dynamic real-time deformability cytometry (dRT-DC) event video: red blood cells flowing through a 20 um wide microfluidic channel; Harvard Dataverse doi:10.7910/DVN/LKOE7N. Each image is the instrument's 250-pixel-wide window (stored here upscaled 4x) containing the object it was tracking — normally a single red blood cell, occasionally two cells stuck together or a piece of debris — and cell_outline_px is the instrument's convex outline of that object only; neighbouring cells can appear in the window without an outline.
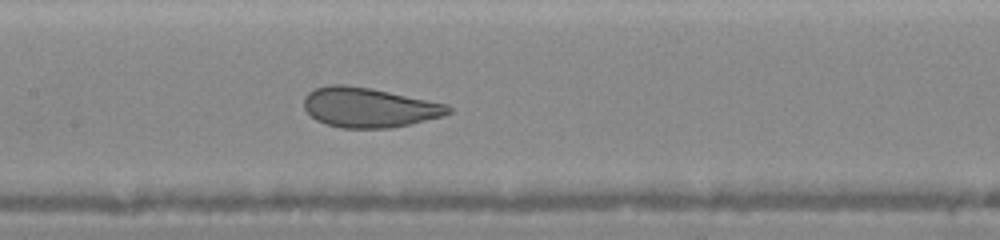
{"species": "human", "species_latin": "Homo sapiens", "temperature_condition": "warm", "stored_images_in_passage": 14, "camera_frame_rate_fps": 3000, "um_per_image_px": 0.085, "donor": {"sex": "female"}, "frame": {"image": 1, "passage_image": 12, "time_ms": 6.667, "image_size_px": [1000, 240], "cell_outline_px": [[452, 112], [444, 116], [412, 124], [388, 128], [340, 128], [324, 124], [316, 120], [304, 108], [304, 96], [308, 92], [316, 88], [332, 84], [344, 84], [372, 88], [448, 104], [452, 108]], "centroid_in_image_um": [31.38, 9.14], "position_along_channel_um": 176.0, "area_um2": 33.76}}
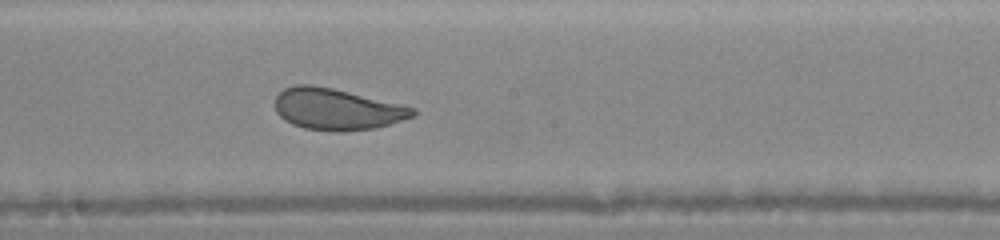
{"frame": {"image": 2, "passage_image": 14, "time_ms": 7.667, "image_size_px": [1000, 240], "cell_outline_px": [[416, 116], [392, 124], [376, 128], [340, 132], [332, 132], [304, 128], [292, 124], [284, 120], [276, 112], [276, 96], [284, 88], [296, 84], [312, 84], [332, 88], [404, 104], [416, 108]], "centroid_in_image_um": [28.68, 9.29], "position_along_channel_um": 219.5, "area_um2": 33.76}}